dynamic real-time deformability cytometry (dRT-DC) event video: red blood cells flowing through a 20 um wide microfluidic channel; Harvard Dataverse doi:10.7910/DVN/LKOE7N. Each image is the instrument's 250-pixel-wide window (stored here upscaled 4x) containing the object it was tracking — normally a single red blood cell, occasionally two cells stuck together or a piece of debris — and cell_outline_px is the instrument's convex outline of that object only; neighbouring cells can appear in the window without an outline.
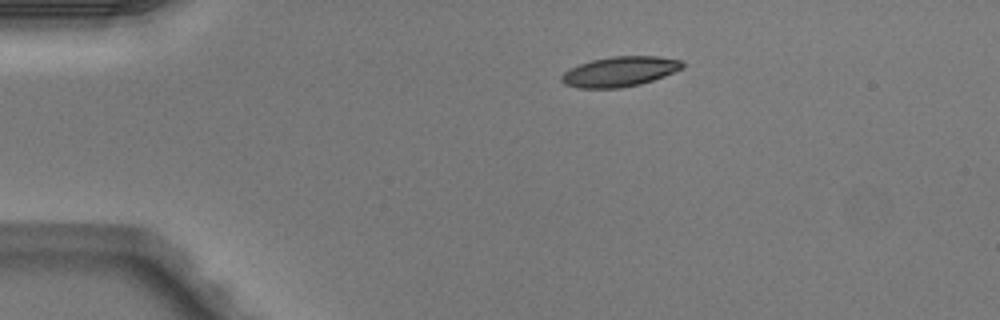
{"species": "Egyptian fruit bat (a non-hibernating species)", "species_latin": "Rousettus aegyptiacus", "temperature_condition": "warm", "stored_images_in_passage": 2, "camera_frame_rate_fps": 3000, "um_per_image_px": 0.085, "animal": {"sex": "male"}, "frame": {"image": 1, "passage_image": 1, "time_ms": 0.0, "image_size_px": [1000, 320], "cell_outline_px": [[684, 68], [664, 76], [640, 84], [620, 88], [580, 88], [564, 84], [560, 80], [560, 76], [564, 72], [580, 64], [592, 60], [612, 56], [660, 56], [680, 60], [684, 64]], "centroid_in_image_um": [52.69, 6.08], "position_along_channel_um": 32.3, "area_um2": 21.1}}